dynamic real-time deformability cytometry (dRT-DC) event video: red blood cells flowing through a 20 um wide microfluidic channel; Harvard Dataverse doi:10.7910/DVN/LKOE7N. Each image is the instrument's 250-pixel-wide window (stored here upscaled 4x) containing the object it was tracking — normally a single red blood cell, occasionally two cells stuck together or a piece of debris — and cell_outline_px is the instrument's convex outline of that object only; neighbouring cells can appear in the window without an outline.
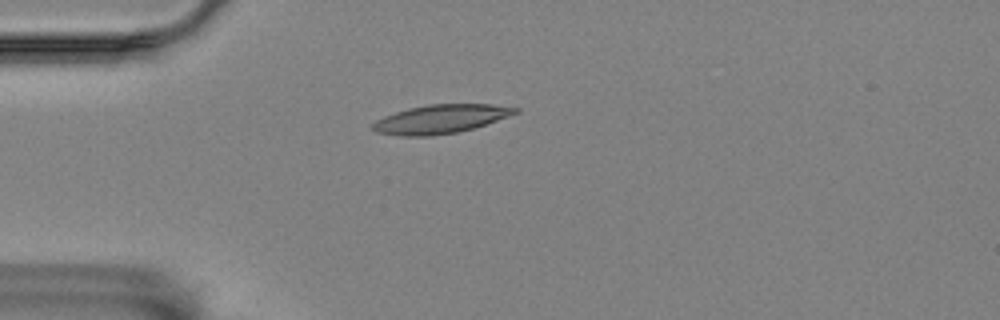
{"species": "Egyptian fruit bat (a non-hibernating species)", "species_latin": "Rousettus aegyptiacus", "temperature_condition": "room temperature", "stored_images_in_passage": 4, "camera_frame_rate_fps": 3000, "um_per_image_px": 0.085, "animal": {"sex": "female"}, "frame": {"image": 1, "passage_image": 2, "time_ms": 1.333, "image_size_px": [1000, 320], "cell_outline_px": [[520, 112], [472, 128], [456, 132], [428, 136], [400, 136], [376, 132], [372, 128], [372, 124], [376, 120], [384, 116], [408, 108], [428, 104], [492, 104], [520, 108]], "centroid_in_image_um": [37.43, 10.11], "position_along_channel_um": 47.6, "area_um2": 23.64}}
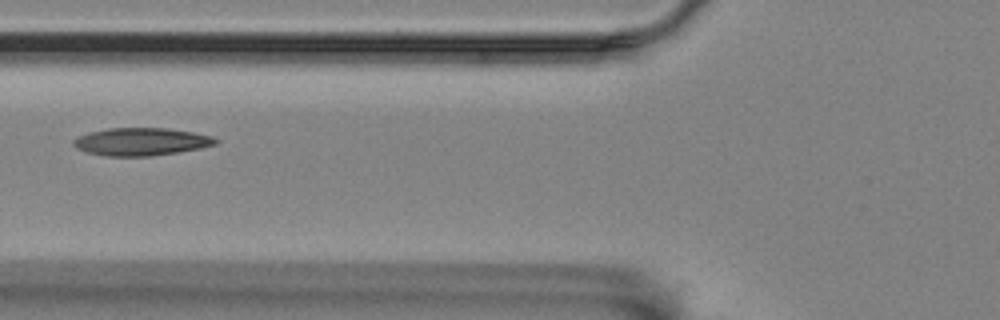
{"frame": {"image": 2, "passage_image": 4, "time_ms": 3.667, "image_size_px": [1000, 320], "cell_outline_px": [[220, 140], [216, 144], [200, 148], [176, 152], [148, 156], [104, 156], [88, 152], [76, 148], [72, 144], [72, 140], [76, 136], [88, 132], [108, 128], [168, 128], [192, 132], [212, 136]], "centroid_in_image_um": [11.96, 12.03], "position_along_channel_um": 113.8, "area_um2": 23.0}}